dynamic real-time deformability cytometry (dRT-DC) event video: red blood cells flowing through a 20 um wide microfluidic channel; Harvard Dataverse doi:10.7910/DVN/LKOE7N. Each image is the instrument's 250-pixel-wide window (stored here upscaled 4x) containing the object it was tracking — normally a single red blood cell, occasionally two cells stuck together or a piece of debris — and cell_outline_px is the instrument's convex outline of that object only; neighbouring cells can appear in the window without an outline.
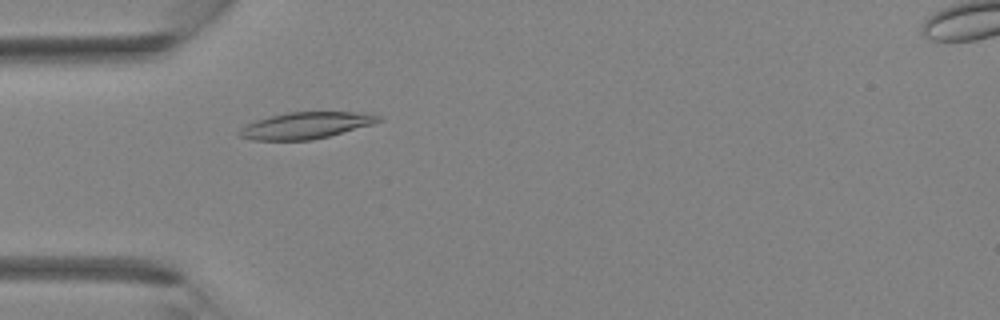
{"species": "Egyptian fruit bat (a non-hibernating species)", "species_latin": "Rousettus aegyptiacus", "temperature_condition": "room temperature", "stored_images_in_passage": 31, "camera_frame_rate_fps": 3000, "um_per_image_px": 0.085, "animal": {"sex": "female"}, "frame": {"image": 1, "passage_image": 5, "time_ms": 1.333, "image_size_px": [1000, 320], "cell_outline_px": [[384, 120], [372, 124], [328, 136], [312, 140], [252, 140], [236, 136], [236, 132], [248, 124], [256, 120], [288, 112], [372, 112], [380, 116]], "centroid_in_image_um": [26.01, 10.66], "position_along_channel_um": 59.0, "area_um2": 21.56}}
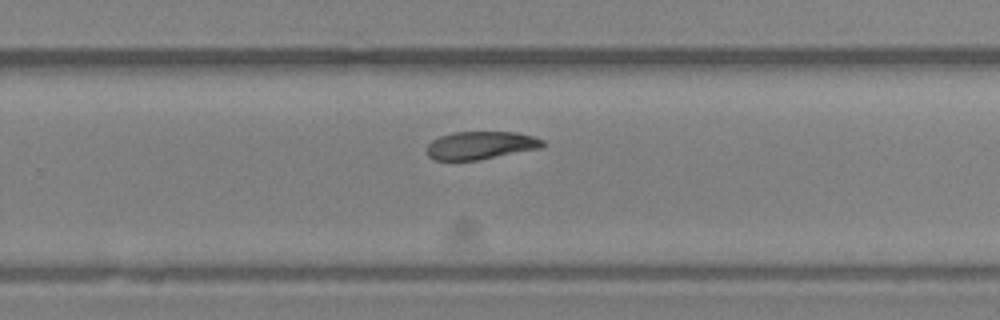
{"frame": {"image": 2, "passage_image": 18, "time_ms": 5.667, "image_size_px": [1000, 320], "cell_outline_px": [[544, 144], [540, 148], [480, 160], [432, 160], [428, 156], [428, 144], [432, 140], [440, 136], [452, 132], [516, 132], [532, 136], [544, 140]], "centroid_in_image_um": [40.84, 12.35], "position_along_channel_um": 289.0, "area_um2": 18.84}}
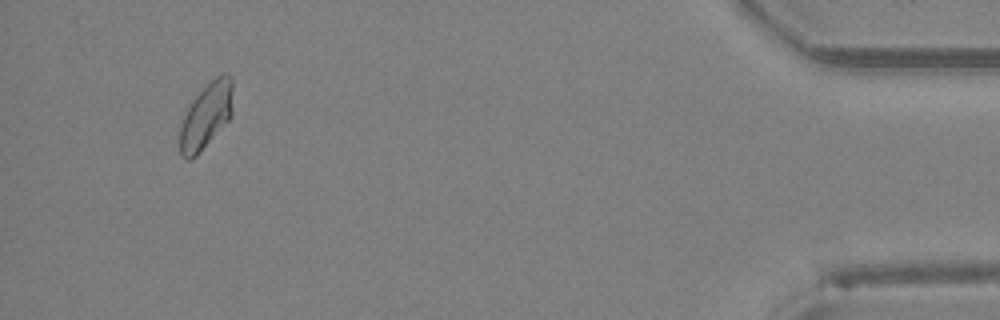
{"frame": {"image": 3, "passage_image": 29, "time_ms": 9.333, "image_size_px": [1000, 320], "cell_outline_px": [[232, 116], [196, 156], [188, 160], [184, 160], [180, 156], [180, 128], [184, 116], [192, 100], [216, 76], [224, 72], [228, 72], [232, 80]], "centroid_in_image_um": [17.53, 9.84], "position_along_channel_um": 417.7, "area_um2": 20.11}}